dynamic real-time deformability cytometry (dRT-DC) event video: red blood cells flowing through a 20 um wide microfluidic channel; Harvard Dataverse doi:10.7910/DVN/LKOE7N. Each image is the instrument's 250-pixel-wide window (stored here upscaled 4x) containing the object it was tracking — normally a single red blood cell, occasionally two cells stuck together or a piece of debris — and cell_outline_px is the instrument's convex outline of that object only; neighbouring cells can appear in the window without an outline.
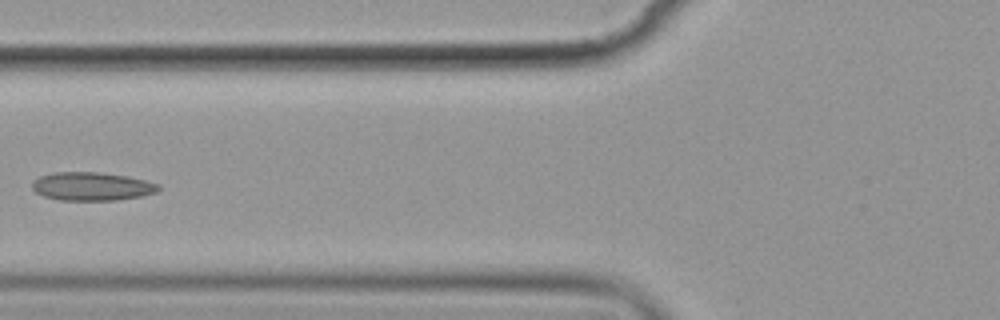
{"species": "common noctule bat (a hibernating species)", "species_latin": "Nyctalus noctula", "temperature_condition": "cold", "stored_images_in_passage": 10, "camera_frame_rate_fps": 3000, "um_per_image_px": 0.085, "animal": {"sex": "female", "body_mass_g": 19.9}, "frame": {"image": 1, "passage_image": 6, "time_ms": 7.0, "image_size_px": [1000, 320], "cell_outline_px": [[160, 188], [156, 192], [140, 196], [116, 200], [60, 200], [44, 196], [36, 192], [32, 188], [32, 180], [40, 176], [52, 172], [100, 172], [128, 176], [160, 184]], "centroid_in_image_um": [7.79, 15.83], "position_along_channel_um": 118.0, "area_um2": 20.92}}
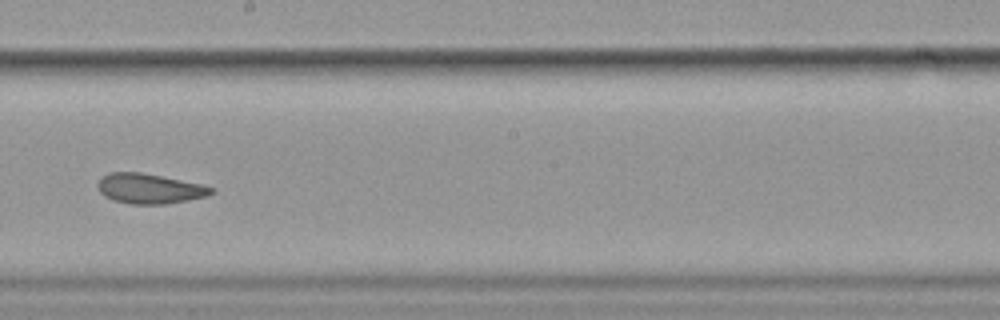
{"frame": {"image": 2, "passage_image": 9, "time_ms": 10.333, "image_size_px": [1000, 320], "cell_outline_px": [[216, 192], [208, 196], [188, 200], [164, 204], [128, 204], [104, 196], [96, 188], [96, 184], [100, 176], [108, 172], [140, 172], [204, 184], [216, 188]], "centroid_in_image_um": [12.72, 16.02], "position_along_channel_um": 235.5, "area_um2": 20.23}}
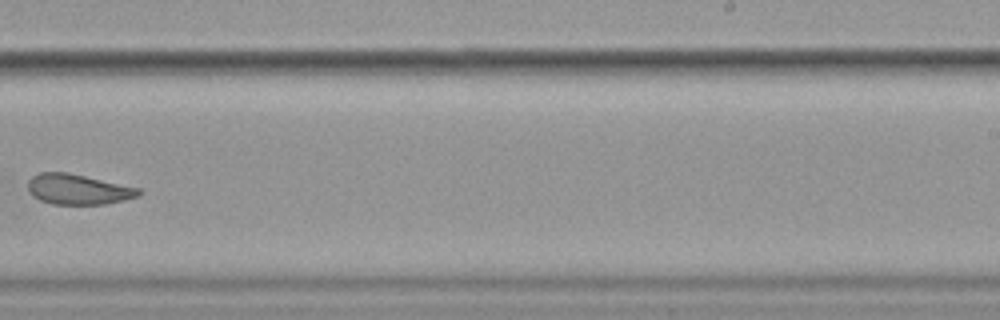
{"frame": {"image": 3, "passage_image": 10, "time_ms": 11.667, "image_size_px": [1000, 320], "cell_outline_px": [[144, 192], [140, 196], [124, 200], [104, 204], [52, 204], [40, 200], [32, 196], [28, 188], [28, 180], [32, 176], [40, 172], [68, 172], [140, 188]], "centroid_in_image_um": [6.66, 16.09], "position_along_channel_um": 282.3, "area_um2": 19.71}}